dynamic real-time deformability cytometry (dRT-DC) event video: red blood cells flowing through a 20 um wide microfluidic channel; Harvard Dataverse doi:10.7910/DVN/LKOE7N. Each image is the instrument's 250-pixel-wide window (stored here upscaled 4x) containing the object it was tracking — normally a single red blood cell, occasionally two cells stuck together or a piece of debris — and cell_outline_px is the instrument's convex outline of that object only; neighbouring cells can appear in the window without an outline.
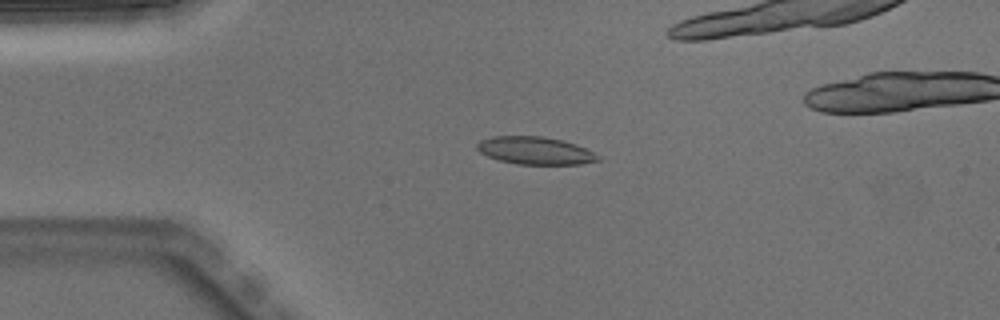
{"species": "Egyptian fruit bat (a non-hibernating species)", "species_latin": "Rousettus aegyptiacus", "temperature_condition": "warm", "stored_images_in_passage": 4, "camera_frame_rate_fps": 3000, "um_per_image_px": 0.085, "animal": {"sex": "male"}, "frame": {"image": 1, "passage_image": 3, "time_ms": 0.667, "image_size_px": [1000, 320], "cell_outline_px": [[600, 160], [580, 164], [516, 164], [500, 160], [488, 156], [480, 152], [476, 148], [476, 144], [480, 140], [492, 136], [544, 136], [576, 144], [600, 156]], "centroid_in_image_um": [45.46, 12.8], "position_along_channel_um": 39.5, "area_um2": 19.36}}